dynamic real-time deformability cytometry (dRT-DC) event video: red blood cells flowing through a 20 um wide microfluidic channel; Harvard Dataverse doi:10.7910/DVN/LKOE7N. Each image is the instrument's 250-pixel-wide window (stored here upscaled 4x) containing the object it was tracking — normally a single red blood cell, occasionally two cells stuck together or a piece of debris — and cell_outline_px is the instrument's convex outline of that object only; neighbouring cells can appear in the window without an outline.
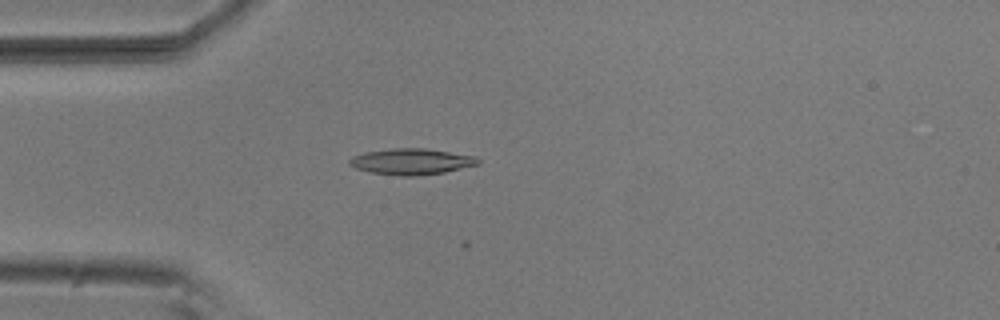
{"species": "common noctule bat (a hibernating species)", "species_latin": "Nyctalus noctula", "temperature_condition": "room temperature", "stored_images_in_passage": 5, "camera_frame_rate_fps": 3000, "um_per_image_px": 0.085, "animal": {"sex": "male", "body_mass_g": 20.5, "forearm_length_mm": 52.5}, "frame": {"image": 1, "passage_image": 5, "time_ms": 1.333, "image_size_px": [1000, 320], "cell_outline_px": [[480, 164], [444, 172], [412, 176], [404, 176], [372, 172], [356, 168], [348, 164], [348, 160], [352, 156], [364, 152], [392, 148], [424, 148], [476, 156], [480, 160]], "centroid_in_image_um": [34.97, 13.72], "position_along_channel_um": 50.0, "area_um2": 19.42}}